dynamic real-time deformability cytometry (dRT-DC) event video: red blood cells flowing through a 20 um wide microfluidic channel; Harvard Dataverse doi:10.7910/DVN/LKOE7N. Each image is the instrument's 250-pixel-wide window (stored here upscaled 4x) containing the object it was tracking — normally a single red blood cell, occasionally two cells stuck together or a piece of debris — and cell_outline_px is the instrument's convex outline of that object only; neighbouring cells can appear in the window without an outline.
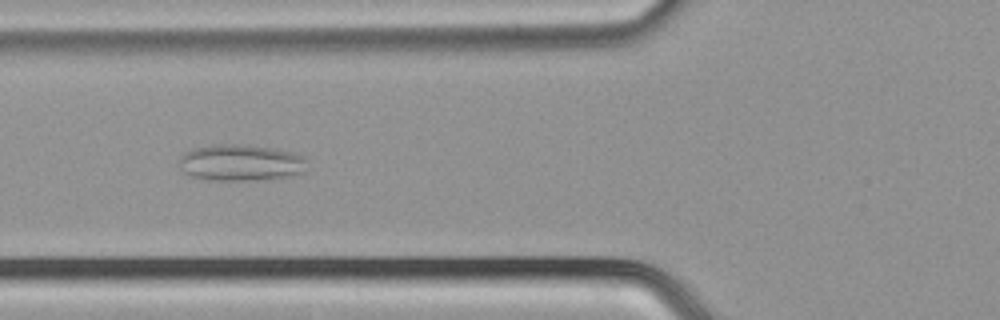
{"species": "common noctule bat (a hibernating species)", "species_latin": "Nyctalus noctula", "temperature_condition": "cold", "stored_images_in_passage": 47, "camera_frame_rate_fps": 3000, "um_per_image_px": 0.085, "animal": {"sex": "male", "body_mass_g": 21.5, "forearm_length_mm": 52.0}, "frame": {"image": 1, "passage_image": 16, "time_ms": 5.0, "image_size_px": [1000, 320], "cell_outline_px": [[308, 160], [304, 172], [288, 176], [252, 180], [204, 180], [192, 176], [184, 172], [180, 168], [180, 156], [184, 152], [192, 148], [216, 144], [248, 144], [272, 148], [292, 152], [304, 156]], "centroid_in_image_um": [20.45, 13.81], "position_along_channel_um": 105.3, "area_um2": 27.4}}
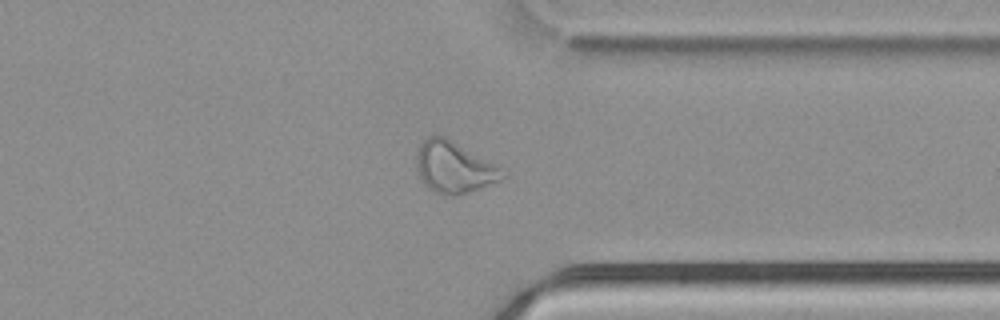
{"frame": {"image": 2, "passage_image": 36, "time_ms": 11.667, "image_size_px": [1000, 320], "cell_outline_px": [[508, 176], [504, 180], [460, 196], [440, 196], [432, 192], [424, 184], [416, 168], [416, 156], [420, 144], [432, 132], [444, 136], [452, 140], [500, 168]], "centroid_in_image_um": [38.57, 14.26], "position_along_channel_um": 372.8, "area_um2": 26.24}}
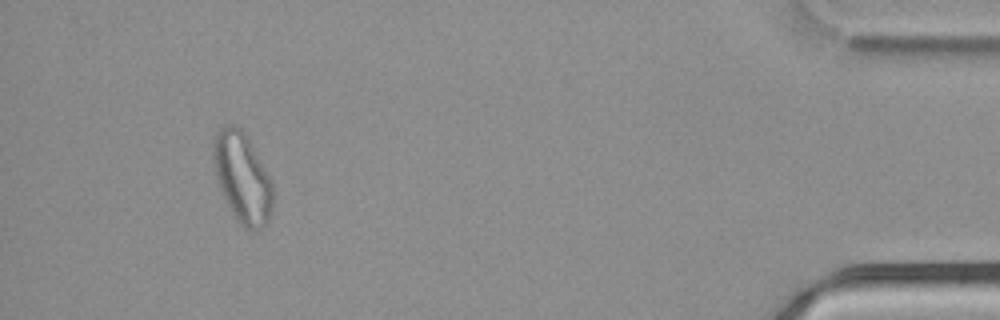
{"frame": {"image": 3, "passage_image": 44, "time_ms": 14.333, "image_size_px": [1000, 320], "cell_outline_px": [[272, 204], [268, 220], [260, 228], [252, 232], [248, 232], [236, 220], [224, 196], [216, 176], [212, 156], [212, 148], [216, 136], [220, 128], [224, 124], [236, 124], [248, 136], [272, 180]], "centroid_in_image_um": [20.6, 15.08], "position_along_channel_um": 414.6, "area_um2": 31.27}}